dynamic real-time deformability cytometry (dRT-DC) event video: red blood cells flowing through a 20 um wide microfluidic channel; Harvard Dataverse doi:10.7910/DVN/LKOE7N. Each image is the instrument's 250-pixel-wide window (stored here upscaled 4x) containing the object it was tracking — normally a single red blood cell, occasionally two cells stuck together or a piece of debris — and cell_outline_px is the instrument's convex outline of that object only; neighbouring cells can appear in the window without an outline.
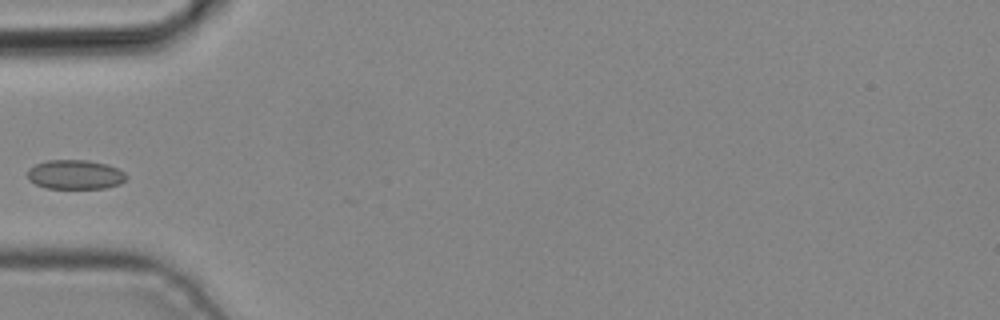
{"species": "common noctule bat (a hibernating species)", "species_latin": "Nyctalus noctula", "temperature_condition": "cold", "stored_images_in_passage": 4, "camera_frame_rate_fps": 3000, "um_per_image_px": 0.085, "animal": {"sex": "male", "body_mass_g": 19.2, "forearm_length_mm": 51.8}, "frame": {"image": 1, "passage_image": 4, "time_ms": 1.0, "image_size_px": [1000, 320], "cell_outline_px": [[128, 176], [120, 184], [104, 188], [48, 188], [36, 184], [28, 180], [28, 168], [36, 164], [48, 160], [88, 160], [108, 164], [124, 172]], "centroid_in_image_um": [6.39, 14.83], "position_along_channel_um": 78.6, "area_um2": 16.88}}